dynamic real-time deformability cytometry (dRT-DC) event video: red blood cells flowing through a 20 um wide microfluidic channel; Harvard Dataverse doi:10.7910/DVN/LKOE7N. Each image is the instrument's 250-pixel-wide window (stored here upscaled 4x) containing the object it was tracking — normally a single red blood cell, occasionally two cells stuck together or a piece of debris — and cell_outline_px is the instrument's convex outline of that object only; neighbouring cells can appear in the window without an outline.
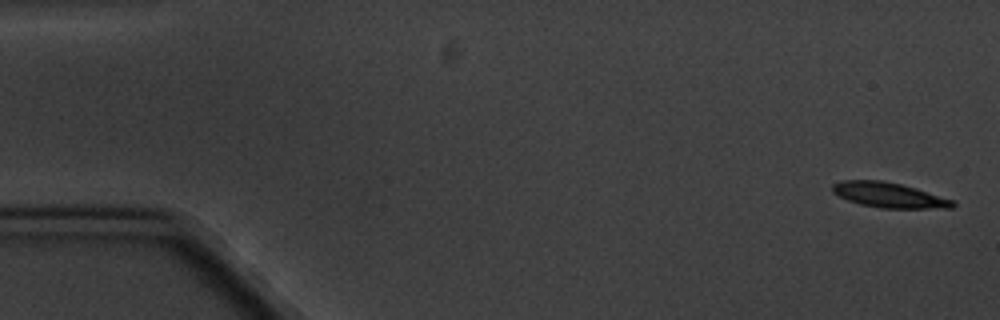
{"species": "common noctule bat (a hibernating species)", "species_latin": "Nyctalus noctula", "temperature_condition": "cold", "stored_images_in_passage": 5, "camera_frame_rate_fps": 3000, "um_per_image_px": 0.085, "animal": {"sex": "male", "body_mass_g": 20.1, "forearm_length_mm": 53.5}, "frame": {"image": 1, "passage_image": 1, "time_ms": 0.0, "image_size_px": [1000, 320], "cell_outline_px": [[956, 204], [952, 208], [880, 208], [860, 204], [848, 200], [832, 192], [832, 184], [840, 180], [880, 180], [900, 184], [916, 188], [956, 200]], "centroid_in_image_um": [75.59, 16.58], "position_along_channel_um": 9.4, "area_um2": 17.69}}
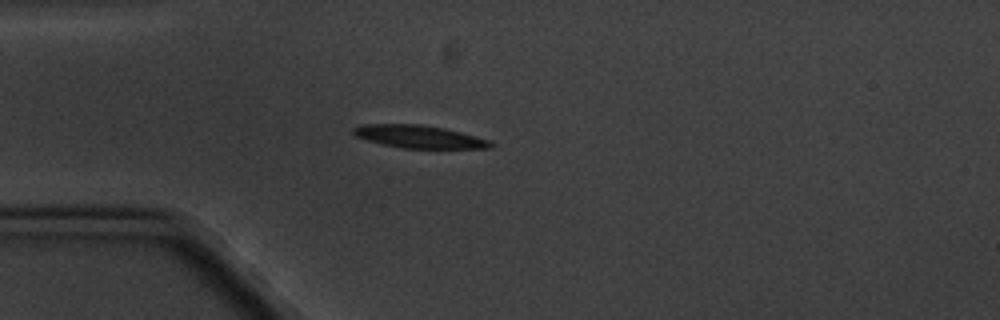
{"frame": {"image": 2, "passage_image": 5, "time_ms": 4.667, "image_size_px": [1000, 320], "cell_outline_px": [[496, 144], [492, 148], [404, 148], [384, 144], [368, 140], [356, 136], [352, 132], [352, 128], [360, 124], [420, 124], [444, 128], [492, 140]], "centroid_in_image_um": [35.67, 11.61], "position_along_channel_um": 49.3, "area_um2": 18.21}}